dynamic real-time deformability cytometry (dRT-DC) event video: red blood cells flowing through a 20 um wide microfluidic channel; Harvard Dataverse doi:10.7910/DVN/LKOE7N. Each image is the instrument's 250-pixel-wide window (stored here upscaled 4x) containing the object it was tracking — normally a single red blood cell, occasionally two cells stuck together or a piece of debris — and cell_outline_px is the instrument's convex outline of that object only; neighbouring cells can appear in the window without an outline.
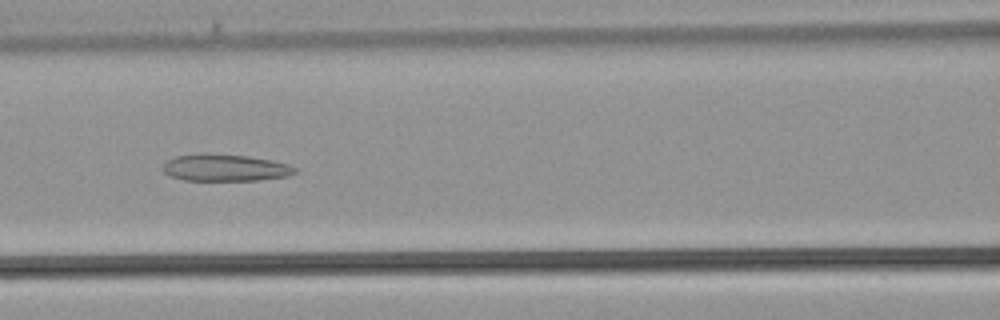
{"species": "common noctule bat (a hibernating species)", "species_latin": "Nyctalus noctula", "temperature_condition": "warm", "stored_images_in_passage": 25, "camera_frame_rate_fps": 3000, "um_per_image_px": 0.085, "animal": {"sex": "male", "body_mass_g": 21.5, "forearm_length_mm": 52.0}, "frame": {"image": 1, "passage_image": 8, "time_ms": 2.333, "image_size_px": [1000, 320], "cell_outline_px": [[300, 172], [288, 176], [256, 180], [184, 180], [168, 176], [164, 172], [164, 164], [168, 160], [176, 156], [248, 156], [272, 160], [288, 164], [300, 168]], "centroid_in_image_um": [19.26, 14.3], "position_along_channel_um": 147.3, "area_um2": 20.0}}
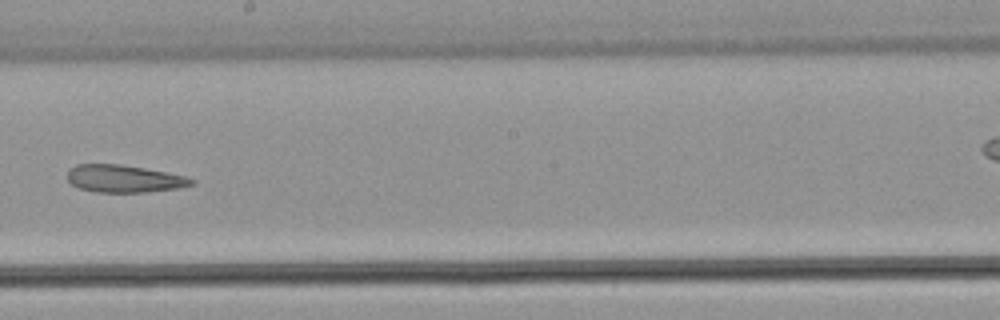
{"frame": {"image": 2, "passage_image": 13, "time_ms": 4.0, "image_size_px": [1000, 320], "cell_outline_px": [[196, 184], [180, 188], [144, 192], [96, 192], [76, 188], [68, 180], [68, 168], [76, 164], [120, 164], [144, 168], [184, 176], [196, 180]], "centroid_in_image_um": [10.53, 15.19], "position_along_channel_um": 237.7, "area_um2": 19.94}}
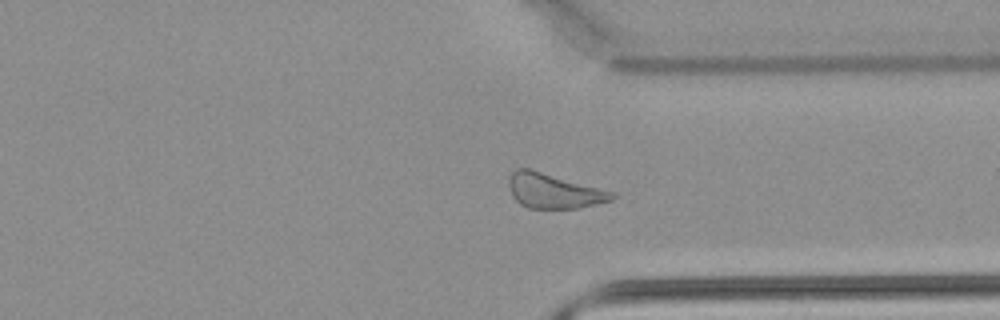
{"frame": {"image": 3, "passage_image": 20, "time_ms": 6.333, "image_size_px": [1000, 320], "cell_outline_px": [[616, 196], [612, 200], [580, 208], [528, 208], [520, 204], [512, 196], [508, 188], [508, 176], [516, 168], [528, 168], [616, 192]], "centroid_in_image_um": [47.05, 16.22], "position_along_channel_um": 364.3, "area_um2": 21.1}}